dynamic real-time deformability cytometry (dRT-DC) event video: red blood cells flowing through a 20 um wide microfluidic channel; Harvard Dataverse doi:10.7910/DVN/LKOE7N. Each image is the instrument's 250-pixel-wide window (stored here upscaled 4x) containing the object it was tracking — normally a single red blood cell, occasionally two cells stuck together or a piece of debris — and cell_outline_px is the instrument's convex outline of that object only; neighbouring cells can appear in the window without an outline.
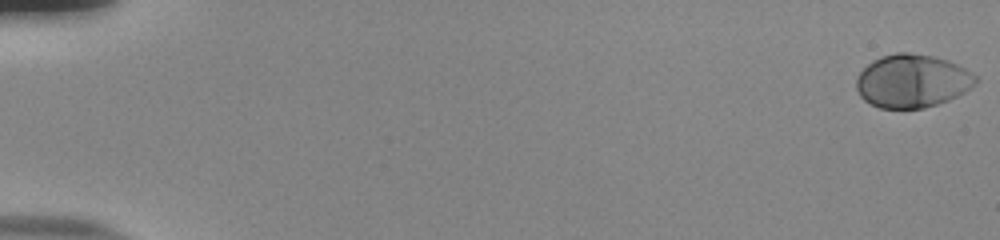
{"species": "human", "species_latin": "Homo sapiens", "temperature_condition": "room temperature", "stored_images_in_passage": 22, "camera_frame_rate_fps": 3000, "um_per_image_px": 0.085, "donor": {"sex": "male"}, "frame": {"image": 1, "passage_image": 1, "time_ms": 0.0, "image_size_px": [1000, 240], "cell_outline_px": [[980, 80], [976, 84], [964, 92], [948, 100], [924, 108], [880, 108], [864, 100], [860, 96], [856, 88], [856, 76], [872, 60], [880, 56], [896, 52], [908, 52], [936, 56], [948, 60], [972, 72]], "centroid_in_image_um": [77.53, 6.87], "position_along_channel_um": 7.5, "area_um2": 37.22}}
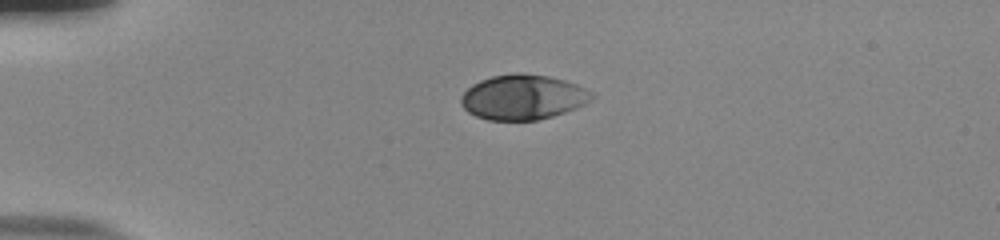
{"frame": {"image": 2, "passage_image": 15, "time_ms": 4.667, "image_size_px": [1000, 240], "cell_outline_px": [[596, 96], [584, 104], [576, 108], [552, 116], [536, 120], [488, 120], [476, 116], [468, 112], [460, 104], [460, 96], [472, 84], [480, 80], [492, 76], [516, 72], [520, 72], [548, 76], [564, 80], [576, 84], [592, 92]], "centroid_in_image_um": [44.43, 8.25], "position_along_channel_um": 40.6, "area_um2": 34.33}}